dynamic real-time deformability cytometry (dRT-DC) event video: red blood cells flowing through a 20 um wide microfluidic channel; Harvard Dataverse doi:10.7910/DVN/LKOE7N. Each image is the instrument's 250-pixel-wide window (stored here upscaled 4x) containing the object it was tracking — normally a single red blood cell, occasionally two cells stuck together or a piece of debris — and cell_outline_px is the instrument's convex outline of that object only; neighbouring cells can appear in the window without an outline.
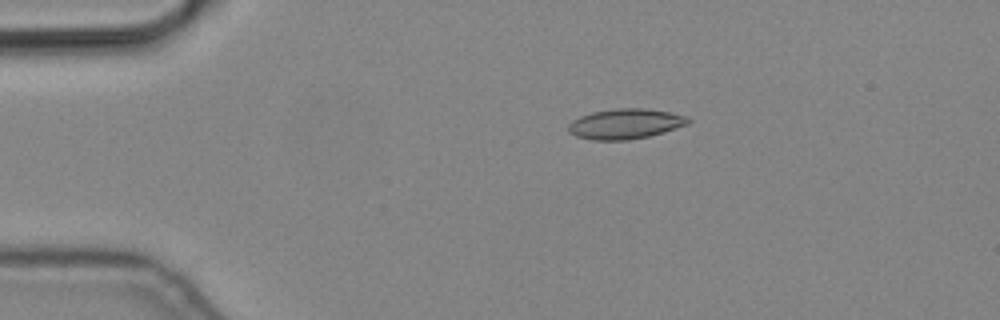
{"species": "common noctule bat (a hibernating species)", "species_latin": "Nyctalus noctula", "temperature_condition": "cold", "stored_images_in_passage": 4, "camera_frame_rate_fps": 3000, "um_per_image_px": 0.085, "animal": {"sex": "male", "body_mass_g": 19.2, "forearm_length_mm": 51.8}, "frame": {"image": 1, "passage_image": 3, "time_ms": 0.667, "image_size_px": [1000, 320], "cell_outline_px": [[692, 120], [688, 124], [664, 132], [648, 136], [628, 140], [592, 140], [576, 136], [568, 132], [568, 124], [572, 120], [580, 116], [592, 112], [616, 108], [644, 108], [668, 112], [688, 116]], "centroid_in_image_um": [53.14, 10.52], "position_along_channel_um": 31.9, "area_um2": 21.15}}